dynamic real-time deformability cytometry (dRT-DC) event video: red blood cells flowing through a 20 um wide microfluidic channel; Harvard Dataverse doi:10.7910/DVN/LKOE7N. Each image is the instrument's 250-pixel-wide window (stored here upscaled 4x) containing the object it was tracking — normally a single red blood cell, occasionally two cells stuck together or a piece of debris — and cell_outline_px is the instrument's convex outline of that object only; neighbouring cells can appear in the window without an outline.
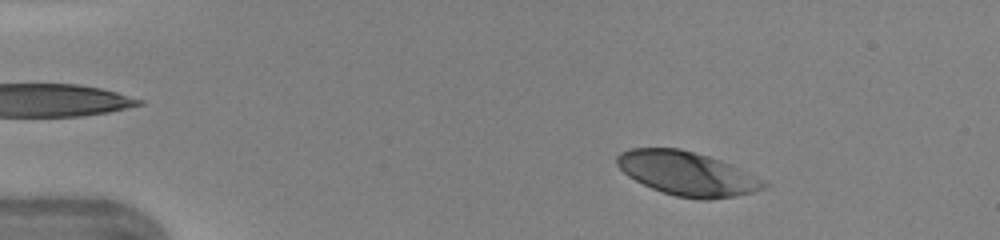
{"species": "human", "species_latin": "Homo sapiens", "temperature_condition": "warm", "stored_images_in_passage": 45, "camera_frame_rate_fps": 3000, "um_per_image_px": 0.085, "donor": {"sex": "female"}, "frame": {"image": 1, "passage_image": 6, "time_ms": 1.667, "image_size_px": [1000, 240], "cell_outline_px": [[768, 184], [764, 188], [752, 192], [736, 196], [708, 200], [700, 200], [676, 196], [652, 188], [628, 176], [616, 164], [616, 156], [620, 152], [628, 148], [680, 148], [708, 156], [732, 164], [764, 180]], "centroid_in_image_um": [58.41, 14.75], "position_along_channel_um": 26.6, "area_um2": 37.57}}
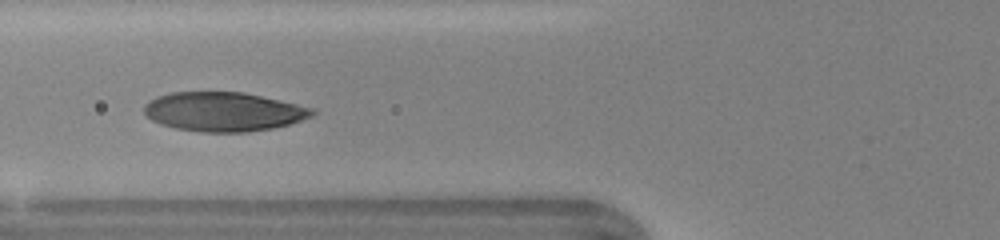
{"frame": {"image": 2, "passage_image": 17, "time_ms": 5.333, "image_size_px": [1000, 240], "cell_outline_px": [[316, 112], [312, 116], [288, 124], [272, 128], [248, 132], [204, 132], [176, 128], [160, 124], [152, 120], [144, 112], [144, 104], [148, 100], [156, 96], [172, 92], [244, 92], [316, 108]], "centroid_in_image_um": [19.0, 9.48], "position_along_channel_um": 106.8, "area_um2": 38.44}}
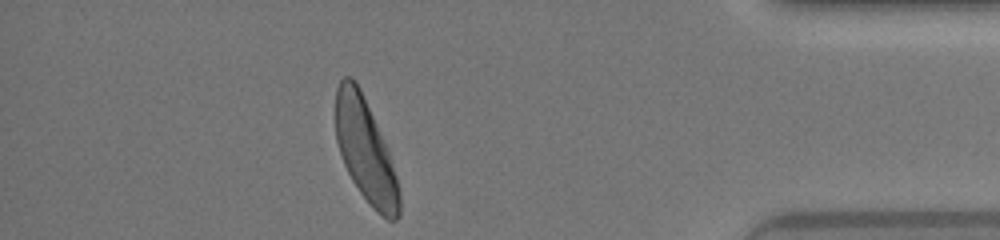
{"frame": {"image": 3, "passage_image": 40, "time_ms": 13.0, "image_size_px": [1000, 240], "cell_outline_px": [[400, 216], [396, 220], [388, 220], [380, 216], [372, 208], [360, 192], [352, 180], [344, 164], [336, 140], [336, 88], [340, 80], [344, 76], [352, 76], [356, 80], [360, 88], [388, 148], [396, 176], [400, 192]], "centroid_in_image_um": [31.07, 12.81], "position_along_channel_um": 404.1, "area_um2": 38.38}, "authors_computed_cell_mechanics": {"area_um2": 38.3792, "velocity_mm_per_s": 4.3336, "shape_relaxation_time_tau1_ms": 1.8193, "shape_relaxation_time_tau2_ms": null, "deformation_change_tau1": 0.163, "deformation_change_tau2": null}}